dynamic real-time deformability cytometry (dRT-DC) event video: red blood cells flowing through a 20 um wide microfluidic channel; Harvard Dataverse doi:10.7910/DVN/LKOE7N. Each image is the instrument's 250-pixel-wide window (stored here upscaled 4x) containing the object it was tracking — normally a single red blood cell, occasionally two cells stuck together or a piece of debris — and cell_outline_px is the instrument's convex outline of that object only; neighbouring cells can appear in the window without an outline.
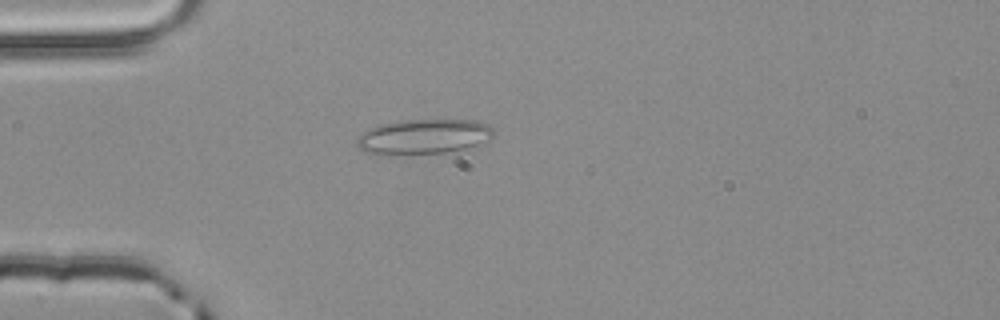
{"species": "common noctule bat (a hibernating species)", "species_latin": "Nyctalus noctula", "temperature_condition": "room temperature", "stored_images_in_passage": 3, "camera_frame_rate_fps": 3000, "um_per_image_px": 0.085, "animal": {"sex": "male", "body_mass_g": 20.4}, "frame": {"image": 1, "passage_image": 3, "time_ms": 0.667, "image_size_px": [1000, 320], "cell_outline_px": [[496, 132], [492, 136], [476, 148], [444, 152], [364, 152], [356, 144], [356, 140], [368, 128], [400, 120], [476, 120], [488, 124]], "centroid_in_image_um": [36.13, 11.58], "position_along_channel_um": 48.9, "area_um2": 27.22}}